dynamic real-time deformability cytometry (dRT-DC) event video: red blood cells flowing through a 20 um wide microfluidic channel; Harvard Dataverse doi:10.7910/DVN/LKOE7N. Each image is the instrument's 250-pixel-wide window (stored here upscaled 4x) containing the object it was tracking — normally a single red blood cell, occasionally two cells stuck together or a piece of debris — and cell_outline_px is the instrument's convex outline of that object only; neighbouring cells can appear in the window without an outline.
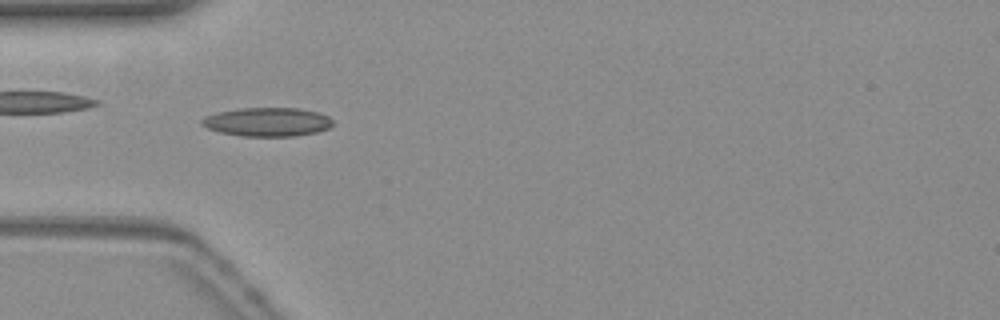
{"species": "common noctule bat (a hibernating species)", "species_latin": "Nyctalus noctula", "temperature_condition": "warm", "stored_images_in_passage": 47, "camera_frame_rate_fps": 3000, "um_per_image_px": 0.085, "animal": {"sex": "female", "body_mass_g": 19.3, "forearm_length_mm": 54.1}, "frame": {"image": 1, "passage_image": 10, "time_ms": 3.0, "image_size_px": [1000, 320], "cell_outline_px": [[332, 124], [328, 128], [316, 132], [296, 136], [244, 136], [220, 132], [208, 128], [200, 124], [200, 120], [208, 116], [220, 112], [240, 108], [300, 108], [316, 112], [328, 116], [332, 120]], "centroid_in_image_um": [22.74, 10.36], "position_along_channel_um": 62.3, "area_um2": 21.73}}
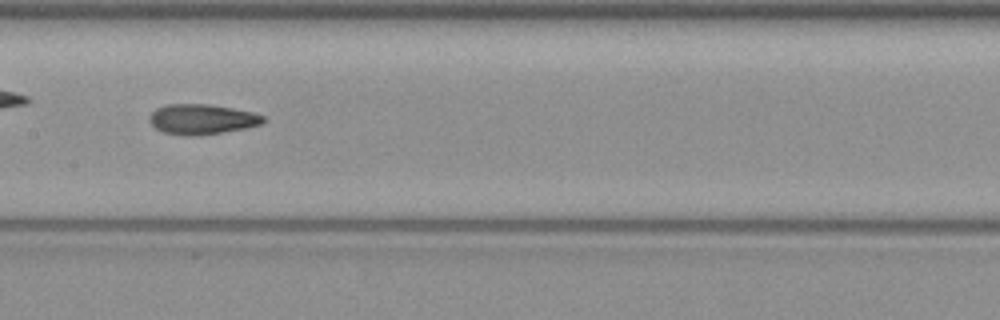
{"frame": {"image": 2, "passage_image": 20, "time_ms": 6.333, "image_size_px": [1000, 320], "cell_outline_px": [[264, 120], [260, 124], [244, 128], [200, 136], [184, 136], [164, 132], [156, 128], [148, 120], [152, 112], [156, 108], [168, 104], [208, 104], [232, 108], [252, 112], [264, 116]], "centroid_in_image_um": [17.13, 10.14], "position_along_channel_um": 190.3, "area_um2": 19.88}}
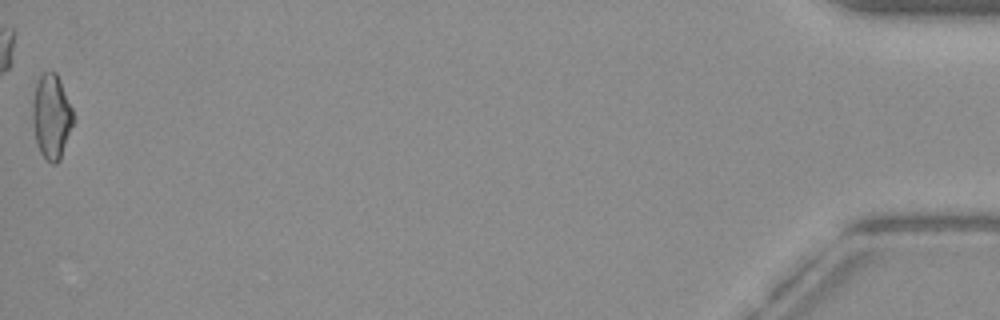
{"frame": {"image": 3, "passage_image": 47, "time_ms": 15.333, "image_size_px": [1000, 320], "cell_outline_px": [[72, 124], [60, 160], [56, 164], [52, 164], [40, 152], [36, 140], [32, 120], [32, 104], [36, 84], [40, 76], [44, 72], [56, 72], [60, 80], [72, 108]], "centroid_in_image_um": [4.35, 9.9], "position_along_channel_um": 430.8, "area_um2": 19.65}, "authors_computed_cell_mechanics": {"area_um2": 19.652, "velocity_mm_per_s": 3.8512, "shape_relaxation_time_tau1_ms": 6.7591, "shape_relaxation_time_tau2_ms": 3.905, "deformation_change_tau1": 0.1714, "deformation_change_tau2": 0.1137}}